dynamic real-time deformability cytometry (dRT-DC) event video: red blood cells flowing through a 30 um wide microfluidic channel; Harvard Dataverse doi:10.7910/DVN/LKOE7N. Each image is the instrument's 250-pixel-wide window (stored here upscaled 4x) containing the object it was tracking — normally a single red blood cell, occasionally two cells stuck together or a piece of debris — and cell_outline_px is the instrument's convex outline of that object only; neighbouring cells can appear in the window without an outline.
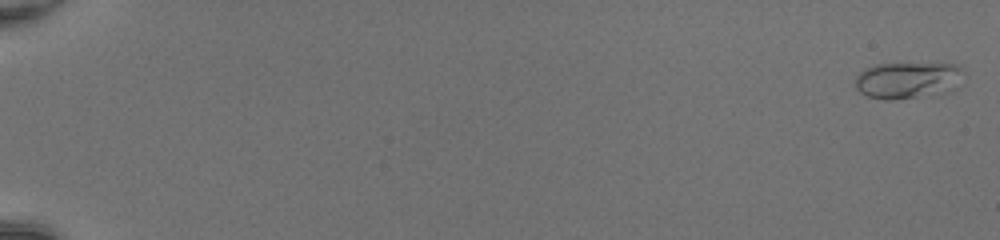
{"species": "common noctule bat (a hibernating species)", "species_latin": "Nyctalus noctula", "temperature_condition": "room temperature", "stored_images_in_passage": 51, "camera_frame_rate_fps": 3000, "um_per_image_px": 0.085, "animal": {"sex": "female", "body_mass_g": 20.0, "forearm_length_mm": 54.0}, "frame": {"image": 1, "passage_image": 1, "time_ms": 0.0, "image_size_px": [1000, 240], "cell_outline_px": [[964, 72], [952, 88], [948, 92], [892, 100], [884, 100], [868, 96], [860, 92], [856, 88], [856, 76], [864, 68], [872, 64], [956, 64]], "centroid_in_image_um": [77.08, 6.81], "position_along_channel_um": 7.9, "area_um2": 22.77}}
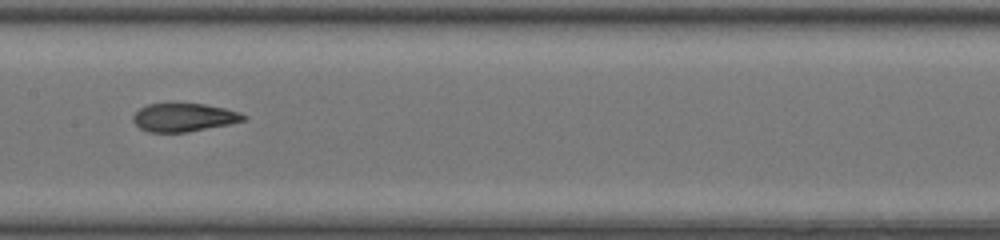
{"frame": {"image": 2, "passage_image": 29, "time_ms": 9.333, "image_size_px": [1000, 240], "cell_outline_px": [[248, 120], [188, 132], [148, 132], [140, 128], [132, 120], [132, 116], [140, 108], [148, 104], [204, 104], [224, 108], [240, 112], [248, 116]], "centroid_in_image_um": [15.65, 9.98], "position_along_channel_um": 191.7, "area_um2": 18.15}}
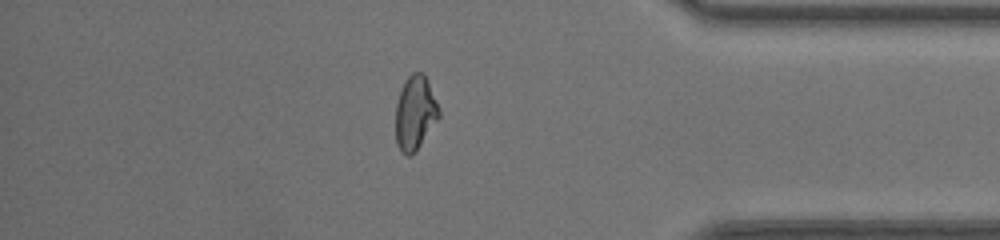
{"frame": {"image": 3, "passage_image": 45, "time_ms": 14.667, "image_size_px": [1000, 240], "cell_outline_px": [[440, 116], [416, 152], [412, 156], [408, 156], [400, 152], [396, 144], [396, 104], [404, 80], [412, 72], [424, 72], [428, 80], [440, 108]], "centroid_in_image_um": [35.29, 9.6], "position_along_channel_um": 399.9, "area_um2": 19.07}, "authors_computed_cell_mechanics": {"area_um2": 18.9584, "velocity_mm_per_s": 4.2664, "shape_relaxation_time_tau1_ms": 10.5116, "shape_relaxation_time_tau2_ms": 0.7941, "deformation_change_tau1": 0.3326, "deformation_change_tau2": 0.0628}}